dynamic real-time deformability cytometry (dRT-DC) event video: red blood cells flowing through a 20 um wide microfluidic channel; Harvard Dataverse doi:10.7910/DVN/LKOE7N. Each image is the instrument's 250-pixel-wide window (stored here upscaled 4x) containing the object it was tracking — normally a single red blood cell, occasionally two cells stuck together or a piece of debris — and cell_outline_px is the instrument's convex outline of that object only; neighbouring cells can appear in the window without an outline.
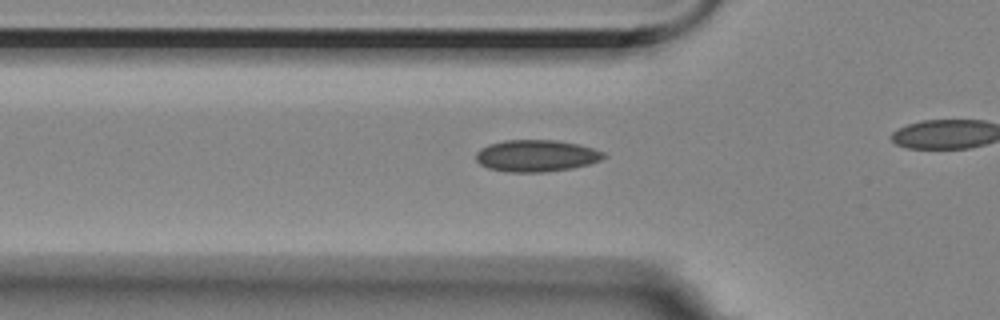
{"species": "Egyptian fruit bat (a non-hibernating species)", "species_latin": "Rousettus aegyptiacus", "temperature_condition": "room temperature", "stored_images_in_passage": 41, "camera_frame_rate_fps": 3000, "um_per_image_px": 0.085, "animal": {"sex": "female"}, "frame": {"image": 1, "passage_image": 15, "time_ms": 4.667, "image_size_px": [1000, 320], "cell_outline_px": [[608, 156], [600, 160], [588, 164], [572, 168], [544, 172], [508, 172], [488, 168], [480, 164], [476, 160], [476, 152], [480, 148], [488, 144], [504, 140], [556, 140], [580, 144], [604, 152]], "centroid_in_image_um": [45.58, 13.23], "position_along_channel_um": 80.2, "area_um2": 23.81}}
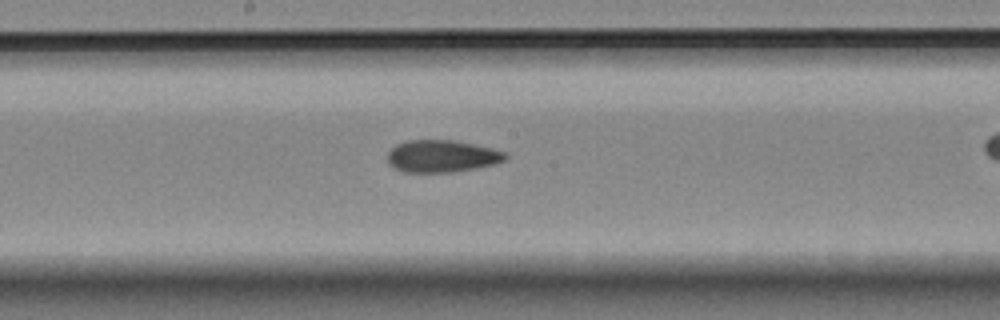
{"frame": {"image": 2, "passage_image": 26, "time_ms": 8.333, "image_size_px": [1000, 320], "cell_outline_px": [[508, 156], [504, 160], [496, 164], [476, 168], [452, 172], [404, 172], [392, 168], [388, 164], [388, 152], [396, 144], [408, 140], [456, 140], [492, 148], [504, 152]], "centroid_in_image_um": [37.54, 13.28], "position_along_channel_um": 210.7, "area_um2": 22.25}}
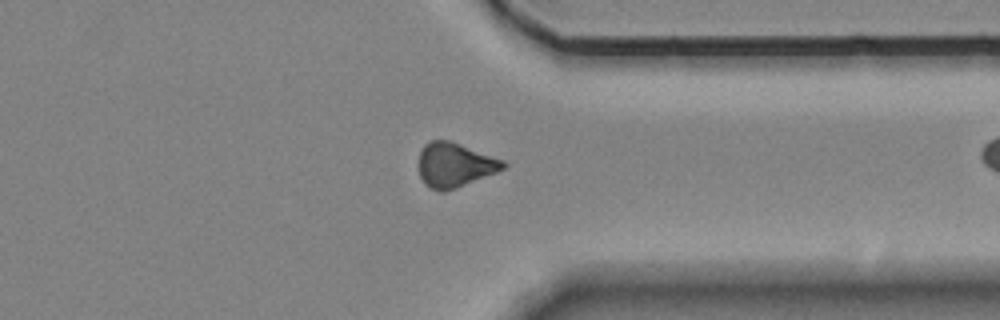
{"frame": {"image": 3, "passage_image": 40, "time_ms": 13.0, "image_size_px": [1000, 320], "cell_outline_px": [[508, 164], [504, 168], [496, 172], [456, 188], [444, 192], [440, 192], [428, 188], [424, 184], [420, 176], [420, 152], [424, 144], [432, 140], [452, 140], [504, 160]], "centroid_in_image_um": [38.65, 14.02], "position_along_channel_um": 372.7, "area_um2": 21.96}}